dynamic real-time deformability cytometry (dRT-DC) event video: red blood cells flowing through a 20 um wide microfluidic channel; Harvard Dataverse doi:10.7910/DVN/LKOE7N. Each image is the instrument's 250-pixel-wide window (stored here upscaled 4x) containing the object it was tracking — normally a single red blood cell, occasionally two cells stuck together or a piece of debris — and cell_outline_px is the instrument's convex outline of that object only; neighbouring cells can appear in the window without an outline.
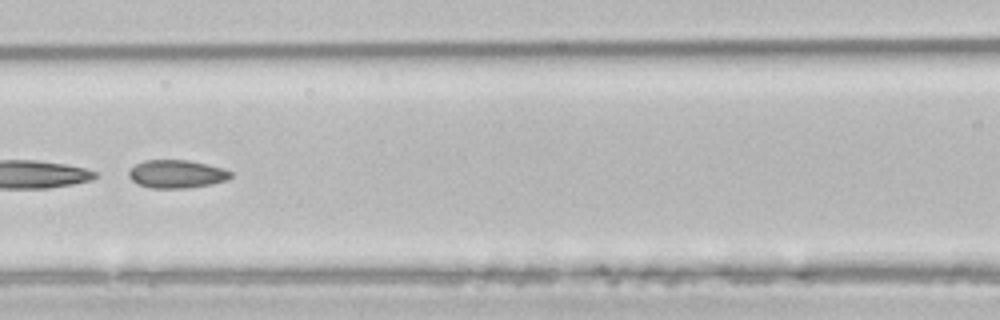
{"species": "common noctule bat (a hibernating species)", "species_latin": "Nyctalus noctula", "temperature_condition": "room temperature", "stored_images_in_passage": 51, "segment_of_instrument_passage": [2, 2], "camera_frame_rate_fps": 3000, "um_per_image_px": 0.085, "animal": {"sex": "male", "body_mass_g": 21.5, "forearm_length_mm": 52.0}, "frame": {"image": 1, "passage_image": 23, "time_ms": 7.333, "image_size_px": [1000, 320], "cell_outline_px": [[232, 176], [228, 180], [212, 184], [188, 188], [148, 188], [136, 184], [128, 176], [128, 172], [136, 164], [144, 160], [188, 160], [220, 168], [232, 172]], "centroid_in_image_um": [14.99, 14.81], "position_along_channel_um": 151.6, "area_um2": 16.7}}
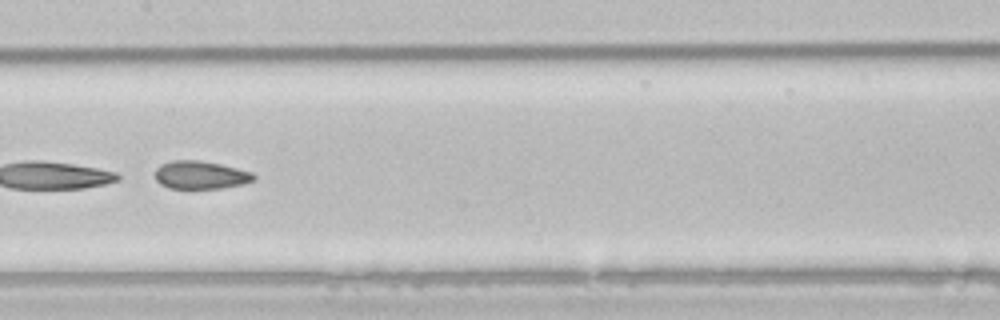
{"frame": {"image": 2, "passage_image": 26, "time_ms": 8.333, "image_size_px": [1000, 320], "cell_outline_px": [[256, 180], [244, 184], [224, 188], [168, 188], [160, 184], [156, 180], [156, 168], [160, 164], [172, 160], [196, 160], [220, 164], [252, 172], [256, 176]], "centroid_in_image_um": [17.06, 14.88], "position_along_channel_um": 190.3, "area_um2": 16.18}}